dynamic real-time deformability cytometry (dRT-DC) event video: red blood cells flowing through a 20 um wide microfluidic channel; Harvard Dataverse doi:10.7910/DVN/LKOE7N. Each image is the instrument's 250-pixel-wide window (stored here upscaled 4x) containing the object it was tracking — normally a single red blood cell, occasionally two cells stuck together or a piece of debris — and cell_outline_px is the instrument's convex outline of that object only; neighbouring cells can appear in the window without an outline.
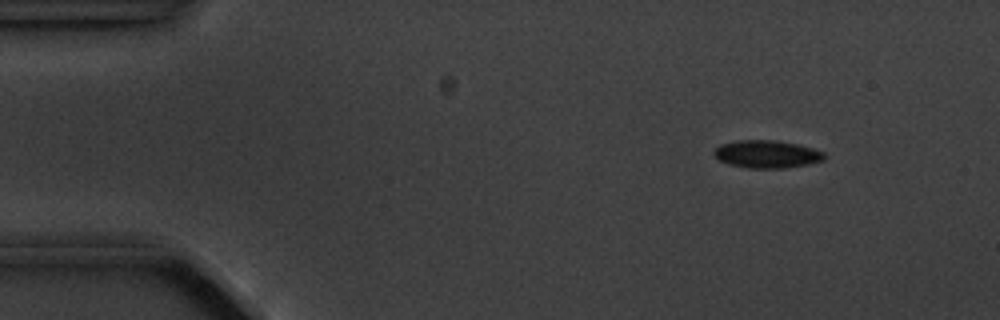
{"species": "common noctule bat (a hibernating species)", "species_latin": "Nyctalus noctula", "temperature_condition": "cold", "stored_images_in_passage": 4, "camera_frame_rate_fps": 3000, "um_per_image_px": 0.085, "animal": {"sex": "male", "body_mass_g": 20.1, "forearm_length_mm": 53.5}, "frame": {"image": 1, "passage_image": 2, "time_ms": 1.333, "image_size_px": [1000, 320], "cell_outline_px": [[824, 160], [808, 164], [784, 168], [748, 168], [728, 164], [720, 160], [712, 152], [720, 144], [740, 140], [772, 140], [796, 144], [812, 148], [824, 152]], "centroid_in_image_um": [65.17, 13.1], "position_along_channel_um": 19.8, "area_um2": 17.63}}